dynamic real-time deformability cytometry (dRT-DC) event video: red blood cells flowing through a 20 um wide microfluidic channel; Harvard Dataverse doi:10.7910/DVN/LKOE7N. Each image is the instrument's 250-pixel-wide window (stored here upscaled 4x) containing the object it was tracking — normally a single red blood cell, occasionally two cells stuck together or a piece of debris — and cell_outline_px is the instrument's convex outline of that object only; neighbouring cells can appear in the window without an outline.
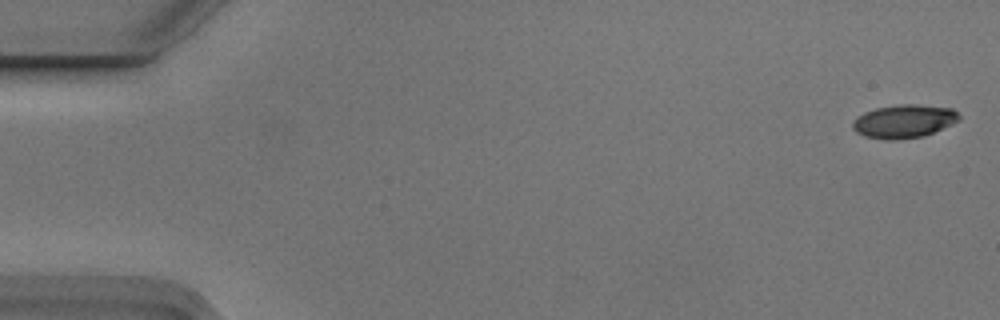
{"species": "Egyptian fruit bat (a non-hibernating species)", "species_latin": "Rousettus aegyptiacus", "temperature_condition": "cold", "stored_images_in_passage": 5, "camera_frame_rate_fps": 3000, "um_per_image_px": 0.085, "animal": {"sex": "male"}, "frame": {"image": 1, "passage_image": 1, "time_ms": 0.0, "image_size_px": [1000, 320], "cell_outline_px": [[960, 120], [952, 124], [924, 136], [896, 140], [888, 140], [864, 136], [856, 132], [852, 128], [852, 124], [864, 112], [876, 108], [900, 104], [916, 104], [952, 108], [960, 116]], "centroid_in_image_um": [76.85, 10.31], "position_along_channel_um": 8.1, "area_um2": 20.58}}